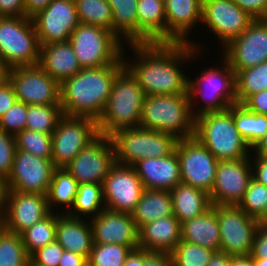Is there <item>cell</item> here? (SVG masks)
I'll use <instances>...</instances> for the list:
<instances>
[{
    "instance_id": "50",
    "label": "cell",
    "mask_w": 267,
    "mask_h": 266,
    "mask_svg": "<svg viewBox=\"0 0 267 266\" xmlns=\"http://www.w3.org/2000/svg\"><path fill=\"white\" fill-rule=\"evenodd\" d=\"M17 101L12 83L7 78L0 83V117H2Z\"/></svg>"
},
{
    "instance_id": "5",
    "label": "cell",
    "mask_w": 267,
    "mask_h": 266,
    "mask_svg": "<svg viewBox=\"0 0 267 266\" xmlns=\"http://www.w3.org/2000/svg\"><path fill=\"white\" fill-rule=\"evenodd\" d=\"M194 125L188 93L145 96L140 127L182 140L194 136Z\"/></svg>"
},
{
    "instance_id": "59",
    "label": "cell",
    "mask_w": 267,
    "mask_h": 266,
    "mask_svg": "<svg viewBox=\"0 0 267 266\" xmlns=\"http://www.w3.org/2000/svg\"><path fill=\"white\" fill-rule=\"evenodd\" d=\"M207 266H230V256L225 252H214Z\"/></svg>"
},
{
    "instance_id": "43",
    "label": "cell",
    "mask_w": 267,
    "mask_h": 266,
    "mask_svg": "<svg viewBox=\"0 0 267 266\" xmlns=\"http://www.w3.org/2000/svg\"><path fill=\"white\" fill-rule=\"evenodd\" d=\"M130 252L128 246L121 244H93L87 262L90 266H123Z\"/></svg>"
},
{
    "instance_id": "8",
    "label": "cell",
    "mask_w": 267,
    "mask_h": 266,
    "mask_svg": "<svg viewBox=\"0 0 267 266\" xmlns=\"http://www.w3.org/2000/svg\"><path fill=\"white\" fill-rule=\"evenodd\" d=\"M39 53L31 18L0 17V57L8 69L38 65Z\"/></svg>"
},
{
    "instance_id": "28",
    "label": "cell",
    "mask_w": 267,
    "mask_h": 266,
    "mask_svg": "<svg viewBox=\"0 0 267 266\" xmlns=\"http://www.w3.org/2000/svg\"><path fill=\"white\" fill-rule=\"evenodd\" d=\"M137 44L166 42L164 0H138Z\"/></svg>"
},
{
    "instance_id": "61",
    "label": "cell",
    "mask_w": 267,
    "mask_h": 266,
    "mask_svg": "<svg viewBox=\"0 0 267 266\" xmlns=\"http://www.w3.org/2000/svg\"><path fill=\"white\" fill-rule=\"evenodd\" d=\"M251 152H253L254 155L267 157V133L256 142V144L251 148Z\"/></svg>"
},
{
    "instance_id": "65",
    "label": "cell",
    "mask_w": 267,
    "mask_h": 266,
    "mask_svg": "<svg viewBox=\"0 0 267 266\" xmlns=\"http://www.w3.org/2000/svg\"><path fill=\"white\" fill-rule=\"evenodd\" d=\"M28 266H37V265H34V264L29 260Z\"/></svg>"
},
{
    "instance_id": "25",
    "label": "cell",
    "mask_w": 267,
    "mask_h": 266,
    "mask_svg": "<svg viewBox=\"0 0 267 266\" xmlns=\"http://www.w3.org/2000/svg\"><path fill=\"white\" fill-rule=\"evenodd\" d=\"M181 241V223L172 215L146 223L139 228V248L171 253Z\"/></svg>"
},
{
    "instance_id": "16",
    "label": "cell",
    "mask_w": 267,
    "mask_h": 266,
    "mask_svg": "<svg viewBox=\"0 0 267 266\" xmlns=\"http://www.w3.org/2000/svg\"><path fill=\"white\" fill-rule=\"evenodd\" d=\"M31 19L40 45L68 41L80 24L74 0H52Z\"/></svg>"
},
{
    "instance_id": "52",
    "label": "cell",
    "mask_w": 267,
    "mask_h": 266,
    "mask_svg": "<svg viewBox=\"0 0 267 266\" xmlns=\"http://www.w3.org/2000/svg\"><path fill=\"white\" fill-rule=\"evenodd\" d=\"M242 105L250 112L267 115V89L251 95Z\"/></svg>"
},
{
    "instance_id": "13",
    "label": "cell",
    "mask_w": 267,
    "mask_h": 266,
    "mask_svg": "<svg viewBox=\"0 0 267 266\" xmlns=\"http://www.w3.org/2000/svg\"><path fill=\"white\" fill-rule=\"evenodd\" d=\"M115 163L114 147L110 137L99 134L65 168L78 184H103Z\"/></svg>"
},
{
    "instance_id": "63",
    "label": "cell",
    "mask_w": 267,
    "mask_h": 266,
    "mask_svg": "<svg viewBox=\"0 0 267 266\" xmlns=\"http://www.w3.org/2000/svg\"><path fill=\"white\" fill-rule=\"evenodd\" d=\"M255 266H267V259L252 258Z\"/></svg>"
},
{
    "instance_id": "9",
    "label": "cell",
    "mask_w": 267,
    "mask_h": 266,
    "mask_svg": "<svg viewBox=\"0 0 267 266\" xmlns=\"http://www.w3.org/2000/svg\"><path fill=\"white\" fill-rule=\"evenodd\" d=\"M68 41L82 68L111 65L123 55L126 46L110 30L81 23Z\"/></svg>"
},
{
    "instance_id": "62",
    "label": "cell",
    "mask_w": 267,
    "mask_h": 266,
    "mask_svg": "<svg viewBox=\"0 0 267 266\" xmlns=\"http://www.w3.org/2000/svg\"><path fill=\"white\" fill-rule=\"evenodd\" d=\"M8 78V68L0 57V83Z\"/></svg>"
},
{
    "instance_id": "17",
    "label": "cell",
    "mask_w": 267,
    "mask_h": 266,
    "mask_svg": "<svg viewBox=\"0 0 267 266\" xmlns=\"http://www.w3.org/2000/svg\"><path fill=\"white\" fill-rule=\"evenodd\" d=\"M105 209L131 214L145 188L133 166L115 163L103 182Z\"/></svg>"
},
{
    "instance_id": "29",
    "label": "cell",
    "mask_w": 267,
    "mask_h": 266,
    "mask_svg": "<svg viewBox=\"0 0 267 266\" xmlns=\"http://www.w3.org/2000/svg\"><path fill=\"white\" fill-rule=\"evenodd\" d=\"M181 240L218 252L220 248V229L216 205H212L203 214L181 223Z\"/></svg>"
},
{
    "instance_id": "40",
    "label": "cell",
    "mask_w": 267,
    "mask_h": 266,
    "mask_svg": "<svg viewBox=\"0 0 267 266\" xmlns=\"http://www.w3.org/2000/svg\"><path fill=\"white\" fill-rule=\"evenodd\" d=\"M29 260L21 235L3 227L0 230V266H28Z\"/></svg>"
},
{
    "instance_id": "47",
    "label": "cell",
    "mask_w": 267,
    "mask_h": 266,
    "mask_svg": "<svg viewBox=\"0 0 267 266\" xmlns=\"http://www.w3.org/2000/svg\"><path fill=\"white\" fill-rule=\"evenodd\" d=\"M63 251V247L54 241L33 252L29 258L37 266H59Z\"/></svg>"
},
{
    "instance_id": "46",
    "label": "cell",
    "mask_w": 267,
    "mask_h": 266,
    "mask_svg": "<svg viewBox=\"0 0 267 266\" xmlns=\"http://www.w3.org/2000/svg\"><path fill=\"white\" fill-rule=\"evenodd\" d=\"M16 151L15 136L0 130V175L8 178Z\"/></svg>"
},
{
    "instance_id": "7",
    "label": "cell",
    "mask_w": 267,
    "mask_h": 266,
    "mask_svg": "<svg viewBox=\"0 0 267 266\" xmlns=\"http://www.w3.org/2000/svg\"><path fill=\"white\" fill-rule=\"evenodd\" d=\"M118 164L132 166L138 160L170 155L178 139L174 136L142 127L125 128L109 136Z\"/></svg>"
},
{
    "instance_id": "44",
    "label": "cell",
    "mask_w": 267,
    "mask_h": 266,
    "mask_svg": "<svg viewBox=\"0 0 267 266\" xmlns=\"http://www.w3.org/2000/svg\"><path fill=\"white\" fill-rule=\"evenodd\" d=\"M247 215L259 219L267 207V187L251 179L238 205Z\"/></svg>"
},
{
    "instance_id": "10",
    "label": "cell",
    "mask_w": 267,
    "mask_h": 266,
    "mask_svg": "<svg viewBox=\"0 0 267 266\" xmlns=\"http://www.w3.org/2000/svg\"><path fill=\"white\" fill-rule=\"evenodd\" d=\"M99 135L97 121L88 117L63 115L51 134V160L64 168Z\"/></svg>"
},
{
    "instance_id": "30",
    "label": "cell",
    "mask_w": 267,
    "mask_h": 266,
    "mask_svg": "<svg viewBox=\"0 0 267 266\" xmlns=\"http://www.w3.org/2000/svg\"><path fill=\"white\" fill-rule=\"evenodd\" d=\"M170 194L173 214L180 223L203 214L212 206L209 194L182 182L177 184Z\"/></svg>"
},
{
    "instance_id": "33",
    "label": "cell",
    "mask_w": 267,
    "mask_h": 266,
    "mask_svg": "<svg viewBox=\"0 0 267 266\" xmlns=\"http://www.w3.org/2000/svg\"><path fill=\"white\" fill-rule=\"evenodd\" d=\"M78 185V182L65 167L55 168L47 193L49 210L55 212V209H53L54 207L56 208L59 206L60 208V206H63L65 208H63V210L59 209V213L66 214L74 204Z\"/></svg>"
},
{
    "instance_id": "48",
    "label": "cell",
    "mask_w": 267,
    "mask_h": 266,
    "mask_svg": "<svg viewBox=\"0 0 267 266\" xmlns=\"http://www.w3.org/2000/svg\"><path fill=\"white\" fill-rule=\"evenodd\" d=\"M253 18H267V0H232Z\"/></svg>"
},
{
    "instance_id": "6",
    "label": "cell",
    "mask_w": 267,
    "mask_h": 266,
    "mask_svg": "<svg viewBox=\"0 0 267 266\" xmlns=\"http://www.w3.org/2000/svg\"><path fill=\"white\" fill-rule=\"evenodd\" d=\"M194 137L197 138L218 161L251 157V147L238 132L233 105L222 112L203 114L195 119Z\"/></svg>"
},
{
    "instance_id": "31",
    "label": "cell",
    "mask_w": 267,
    "mask_h": 266,
    "mask_svg": "<svg viewBox=\"0 0 267 266\" xmlns=\"http://www.w3.org/2000/svg\"><path fill=\"white\" fill-rule=\"evenodd\" d=\"M172 215L174 214L170 191L147 189L144 190L131 213L138 228L159 218Z\"/></svg>"
},
{
    "instance_id": "19",
    "label": "cell",
    "mask_w": 267,
    "mask_h": 266,
    "mask_svg": "<svg viewBox=\"0 0 267 266\" xmlns=\"http://www.w3.org/2000/svg\"><path fill=\"white\" fill-rule=\"evenodd\" d=\"M55 168L51 159L16 149L13 166L7 178L9 188L23 193H39L47 196Z\"/></svg>"
},
{
    "instance_id": "39",
    "label": "cell",
    "mask_w": 267,
    "mask_h": 266,
    "mask_svg": "<svg viewBox=\"0 0 267 266\" xmlns=\"http://www.w3.org/2000/svg\"><path fill=\"white\" fill-rule=\"evenodd\" d=\"M81 24L95 25L111 31L112 9L107 0H74Z\"/></svg>"
},
{
    "instance_id": "15",
    "label": "cell",
    "mask_w": 267,
    "mask_h": 266,
    "mask_svg": "<svg viewBox=\"0 0 267 266\" xmlns=\"http://www.w3.org/2000/svg\"><path fill=\"white\" fill-rule=\"evenodd\" d=\"M222 57L235 73L267 61V18L254 19L238 37L222 49Z\"/></svg>"
},
{
    "instance_id": "53",
    "label": "cell",
    "mask_w": 267,
    "mask_h": 266,
    "mask_svg": "<svg viewBox=\"0 0 267 266\" xmlns=\"http://www.w3.org/2000/svg\"><path fill=\"white\" fill-rule=\"evenodd\" d=\"M252 157L255 159H251ZM252 157H250L252 179L267 187V157L261 155H252Z\"/></svg>"
},
{
    "instance_id": "64",
    "label": "cell",
    "mask_w": 267,
    "mask_h": 266,
    "mask_svg": "<svg viewBox=\"0 0 267 266\" xmlns=\"http://www.w3.org/2000/svg\"><path fill=\"white\" fill-rule=\"evenodd\" d=\"M258 222L267 225V207L264 214L258 219Z\"/></svg>"
},
{
    "instance_id": "45",
    "label": "cell",
    "mask_w": 267,
    "mask_h": 266,
    "mask_svg": "<svg viewBox=\"0 0 267 266\" xmlns=\"http://www.w3.org/2000/svg\"><path fill=\"white\" fill-rule=\"evenodd\" d=\"M27 104L16 101L15 104L0 117V130L16 136L26 128Z\"/></svg>"
},
{
    "instance_id": "3",
    "label": "cell",
    "mask_w": 267,
    "mask_h": 266,
    "mask_svg": "<svg viewBox=\"0 0 267 266\" xmlns=\"http://www.w3.org/2000/svg\"><path fill=\"white\" fill-rule=\"evenodd\" d=\"M145 96L136 78L124 67L117 74L106 107L97 121L99 134L110 136L121 129L139 127Z\"/></svg>"
},
{
    "instance_id": "1",
    "label": "cell",
    "mask_w": 267,
    "mask_h": 266,
    "mask_svg": "<svg viewBox=\"0 0 267 266\" xmlns=\"http://www.w3.org/2000/svg\"><path fill=\"white\" fill-rule=\"evenodd\" d=\"M194 41L196 43L190 38L189 44L170 42L129 44L135 55L133 59L130 57L125 59L124 48V66L136 78L146 96L187 94L188 76L181 68L184 67L183 63L187 65L189 63L187 61L195 60L194 57L204 50L199 41Z\"/></svg>"
},
{
    "instance_id": "12",
    "label": "cell",
    "mask_w": 267,
    "mask_h": 266,
    "mask_svg": "<svg viewBox=\"0 0 267 266\" xmlns=\"http://www.w3.org/2000/svg\"><path fill=\"white\" fill-rule=\"evenodd\" d=\"M220 229L219 251L229 256L250 255L259 222L239 206L216 205Z\"/></svg>"
},
{
    "instance_id": "21",
    "label": "cell",
    "mask_w": 267,
    "mask_h": 266,
    "mask_svg": "<svg viewBox=\"0 0 267 266\" xmlns=\"http://www.w3.org/2000/svg\"><path fill=\"white\" fill-rule=\"evenodd\" d=\"M88 219L93 244L116 243L131 250L139 248V228L131 214L104 209L96 217Z\"/></svg>"
},
{
    "instance_id": "60",
    "label": "cell",
    "mask_w": 267,
    "mask_h": 266,
    "mask_svg": "<svg viewBox=\"0 0 267 266\" xmlns=\"http://www.w3.org/2000/svg\"><path fill=\"white\" fill-rule=\"evenodd\" d=\"M230 266H255L252 256H230Z\"/></svg>"
},
{
    "instance_id": "2",
    "label": "cell",
    "mask_w": 267,
    "mask_h": 266,
    "mask_svg": "<svg viewBox=\"0 0 267 266\" xmlns=\"http://www.w3.org/2000/svg\"><path fill=\"white\" fill-rule=\"evenodd\" d=\"M123 55L113 64L82 68L60 85V105L64 115L88 117L96 121L110 97L117 74L124 68Z\"/></svg>"
},
{
    "instance_id": "58",
    "label": "cell",
    "mask_w": 267,
    "mask_h": 266,
    "mask_svg": "<svg viewBox=\"0 0 267 266\" xmlns=\"http://www.w3.org/2000/svg\"><path fill=\"white\" fill-rule=\"evenodd\" d=\"M123 266H143V250L140 248L131 250Z\"/></svg>"
},
{
    "instance_id": "51",
    "label": "cell",
    "mask_w": 267,
    "mask_h": 266,
    "mask_svg": "<svg viewBox=\"0 0 267 266\" xmlns=\"http://www.w3.org/2000/svg\"><path fill=\"white\" fill-rule=\"evenodd\" d=\"M0 17H28L24 0H0Z\"/></svg>"
},
{
    "instance_id": "32",
    "label": "cell",
    "mask_w": 267,
    "mask_h": 266,
    "mask_svg": "<svg viewBox=\"0 0 267 266\" xmlns=\"http://www.w3.org/2000/svg\"><path fill=\"white\" fill-rule=\"evenodd\" d=\"M112 9L111 32L125 45L137 44L138 0H107ZM126 42H125V41Z\"/></svg>"
},
{
    "instance_id": "11",
    "label": "cell",
    "mask_w": 267,
    "mask_h": 266,
    "mask_svg": "<svg viewBox=\"0 0 267 266\" xmlns=\"http://www.w3.org/2000/svg\"><path fill=\"white\" fill-rule=\"evenodd\" d=\"M175 151L179 160L181 182L210 194L218 160L194 136L178 140Z\"/></svg>"
},
{
    "instance_id": "26",
    "label": "cell",
    "mask_w": 267,
    "mask_h": 266,
    "mask_svg": "<svg viewBox=\"0 0 267 266\" xmlns=\"http://www.w3.org/2000/svg\"><path fill=\"white\" fill-rule=\"evenodd\" d=\"M38 65L60 85L82 70L69 41L40 45Z\"/></svg>"
},
{
    "instance_id": "20",
    "label": "cell",
    "mask_w": 267,
    "mask_h": 266,
    "mask_svg": "<svg viewBox=\"0 0 267 266\" xmlns=\"http://www.w3.org/2000/svg\"><path fill=\"white\" fill-rule=\"evenodd\" d=\"M251 179L250 157L218 161L215 182L209 194L211 204L238 206Z\"/></svg>"
},
{
    "instance_id": "42",
    "label": "cell",
    "mask_w": 267,
    "mask_h": 266,
    "mask_svg": "<svg viewBox=\"0 0 267 266\" xmlns=\"http://www.w3.org/2000/svg\"><path fill=\"white\" fill-rule=\"evenodd\" d=\"M16 149L44 159H51V134L24 129L15 136Z\"/></svg>"
},
{
    "instance_id": "57",
    "label": "cell",
    "mask_w": 267,
    "mask_h": 266,
    "mask_svg": "<svg viewBox=\"0 0 267 266\" xmlns=\"http://www.w3.org/2000/svg\"><path fill=\"white\" fill-rule=\"evenodd\" d=\"M52 0H24L25 11L29 18L45 9Z\"/></svg>"
},
{
    "instance_id": "66",
    "label": "cell",
    "mask_w": 267,
    "mask_h": 266,
    "mask_svg": "<svg viewBox=\"0 0 267 266\" xmlns=\"http://www.w3.org/2000/svg\"><path fill=\"white\" fill-rule=\"evenodd\" d=\"M3 228V221L0 220V230Z\"/></svg>"
},
{
    "instance_id": "34",
    "label": "cell",
    "mask_w": 267,
    "mask_h": 266,
    "mask_svg": "<svg viewBox=\"0 0 267 266\" xmlns=\"http://www.w3.org/2000/svg\"><path fill=\"white\" fill-rule=\"evenodd\" d=\"M104 209L103 185L86 183L78 185L74 204L66 214L75 218H83L85 215L94 218Z\"/></svg>"
},
{
    "instance_id": "38",
    "label": "cell",
    "mask_w": 267,
    "mask_h": 266,
    "mask_svg": "<svg viewBox=\"0 0 267 266\" xmlns=\"http://www.w3.org/2000/svg\"><path fill=\"white\" fill-rule=\"evenodd\" d=\"M63 115L60 104L27 105L26 129L52 134Z\"/></svg>"
},
{
    "instance_id": "41",
    "label": "cell",
    "mask_w": 267,
    "mask_h": 266,
    "mask_svg": "<svg viewBox=\"0 0 267 266\" xmlns=\"http://www.w3.org/2000/svg\"><path fill=\"white\" fill-rule=\"evenodd\" d=\"M213 254V250L182 240L170 253L172 266H207Z\"/></svg>"
},
{
    "instance_id": "4",
    "label": "cell",
    "mask_w": 267,
    "mask_h": 266,
    "mask_svg": "<svg viewBox=\"0 0 267 266\" xmlns=\"http://www.w3.org/2000/svg\"><path fill=\"white\" fill-rule=\"evenodd\" d=\"M220 61L222 67L206 68L195 80L188 77L190 111L194 119L203 114L225 111L237 104L235 71L223 57ZM196 102L199 104L195 105Z\"/></svg>"
},
{
    "instance_id": "36",
    "label": "cell",
    "mask_w": 267,
    "mask_h": 266,
    "mask_svg": "<svg viewBox=\"0 0 267 266\" xmlns=\"http://www.w3.org/2000/svg\"><path fill=\"white\" fill-rule=\"evenodd\" d=\"M237 104L267 89V61L235 73Z\"/></svg>"
},
{
    "instance_id": "55",
    "label": "cell",
    "mask_w": 267,
    "mask_h": 266,
    "mask_svg": "<svg viewBox=\"0 0 267 266\" xmlns=\"http://www.w3.org/2000/svg\"><path fill=\"white\" fill-rule=\"evenodd\" d=\"M87 258L70 251H63L59 266H85Z\"/></svg>"
},
{
    "instance_id": "24",
    "label": "cell",
    "mask_w": 267,
    "mask_h": 266,
    "mask_svg": "<svg viewBox=\"0 0 267 266\" xmlns=\"http://www.w3.org/2000/svg\"><path fill=\"white\" fill-rule=\"evenodd\" d=\"M132 166L147 190L171 191L181 183L179 160L175 150L166 157L138 160Z\"/></svg>"
},
{
    "instance_id": "23",
    "label": "cell",
    "mask_w": 267,
    "mask_h": 266,
    "mask_svg": "<svg viewBox=\"0 0 267 266\" xmlns=\"http://www.w3.org/2000/svg\"><path fill=\"white\" fill-rule=\"evenodd\" d=\"M164 5L166 42L189 44L192 28L202 23L203 0H164Z\"/></svg>"
},
{
    "instance_id": "49",
    "label": "cell",
    "mask_w": 267,
    "mask_h": 266,
    "mask_svg": "<svg viewBox=\"0 0 267 266\" xmlns=\"http://www.w3.org/2000/svg\"><path fill=\"white\" fill-rule=\"evenodd\" d=\"M250 255L252 258L267 259V225L259 223Z\"/></svg>"
},
{
    "instance_id": "22",
    "label": "cell",
    "mask_w": 267,
    "mask_h": 266,
    "mask_svg": "<svg viewBox=\"0 0 267 266\" xmlns=\"http://www.w3.org/2000/svg\"><path fill=\"white\" fill-rule=\"evenodd\" d=\"M50 213L46 195L10 190L3 227L21 235Z\"/></svg>"
},
{
    "instance_id": "14",
    "label": "cell",
    "mask_w": 267,
    "mask_h": 266,
    "mask_svg": "<svg viewBox=\"0 0 267 266\" xmlns=\"http://www.w3.org/2000/svg\"><path fill=\"white\" fill-rule=\"evenodd\" d=\"M17 100L27 105L60 104V84L39 65L8 69Z\"/></svg>"
},
{
    "instance_id": "27",
    "label": "cell",
    "mask_w": 267,
    "mask_h": 266,
    "mask_svg": "<svg viewBox=\"0 0 267 266\" xmlns=\"http://www.w3.org/2000/svg\"><path fill=\"white\" fill-rule=\"evenodd\" d=\"M89 220L57 213L56 241L64 250L89 258L93 246L92 229Z\"/></svg>"
},
{
    "instance_id": "35",
    "label": "cell",
    "mask_w": 267,
    "mask_h": 266,
    "mask_svg": "<svg viewBox=\"0 0 267 266\" xmlns=\"http://www.w3.org/2000/svg\"><path fill=\"white\" fill-rule=\"evenodd\" d=\"M236 128L252 148L267 133V115L250 112L244 105H233Z\"/></svg>"
},
{
    "instance_id": "54",
    "label": "cell",
    "mask_w": 267,
    "mask_h": 266,
    "mask_svg": "<svg viewBox=\"0 0 267 266\" xmlns=\"http://www.w3.org/2000/svg\"><path fill=\"white\" fill-rule=\"evenodd\" d=\"M143 266H172L171 255L168 252L143 250Z\"/></svg>"
},
{
    "instance_id": "37",
    "label": "cell",
    "mask_w": 267,
    "mask_h": 266,
    "mask_svg": "<svg viewBox=\"0 0 267 266\" xmlns=\"http://www.w3.org/2000/svg\"><path fill=\"white\" fill-rule=\"evenodd\" d=\"M57 212L34 224L22 234L23 245L30 256L36 250L56 241Z\"/></svg>"
},
{
    "instance_id": "56",
    "label": "cell",
    "mask_w": 267,
    "mask_h": 266,
    "mask_svg": "<svg viewBox=\"0 0 267 266\" xmlns=\"http://www.w3.org/2000/svg\"><path fill=\"white\" fill-rule=\"evenodd\" d=\"M10 188L6 177L0 175V220L3 221L9 196Z\"/></svg>"
},
{
    "instance_id": "18",
    "label": "cell",
    "mask_w": 267,
    "mask_h": 266,
    "mask_svg": "<svg viewBox=\"0 0 267 266\" xmlns=\"http://www.w3.org/2000/svg\"><path fill=\"white\" fill-rule=\"evenodd\" d=\"M254 19L232 0H203L201 24L221 40L223 47L240 36Z\"/></svg>"
}]
</instances>
